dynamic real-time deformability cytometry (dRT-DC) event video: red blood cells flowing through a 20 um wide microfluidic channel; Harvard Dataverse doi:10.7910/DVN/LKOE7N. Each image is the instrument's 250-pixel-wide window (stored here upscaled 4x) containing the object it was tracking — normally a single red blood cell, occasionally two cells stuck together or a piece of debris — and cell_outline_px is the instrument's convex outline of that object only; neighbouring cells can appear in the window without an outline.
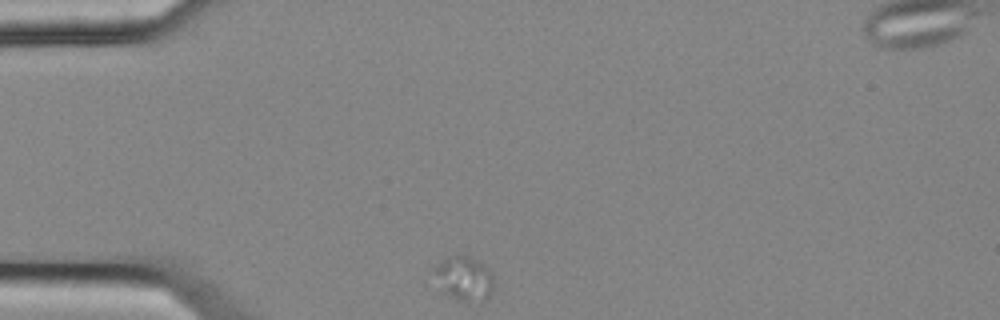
{"species": "common noctule bat (a hibernating species)", "species_latin": "Nyctalus noctula", "temperature_condition": "cold", "stored_images_in_passage": 2, "camera_frame_rate_fps": 3000, "um_per_image_px": 0.085, "animal": {"sex": "female", "body_mass_g": 25.1}, "frame": {"image": 1, "passage_image": 1, "time_ms": 0.0, "image_size_px": [1000, 320], "cell_outline_px": [[492, 288], [488, 296], [484, 300], [468, 304], [456, 300], [448, 296], [444, 292], [436, 272], [436, 268], [448, 256], [468, 256], [484, 264], [492, 276]], "centroid_in_image_um": [39.5, 23.72], "position_along_channel_um": 45.5, "area_um2": 14.8}}